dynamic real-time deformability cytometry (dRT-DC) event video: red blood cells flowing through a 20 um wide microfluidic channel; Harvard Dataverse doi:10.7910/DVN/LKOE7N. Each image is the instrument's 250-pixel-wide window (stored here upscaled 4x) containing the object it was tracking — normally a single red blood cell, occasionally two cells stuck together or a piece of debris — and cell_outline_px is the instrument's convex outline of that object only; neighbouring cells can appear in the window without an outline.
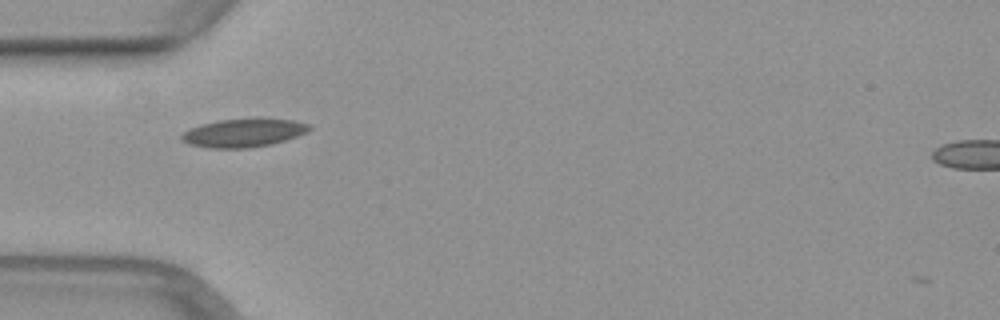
{"species": "common noctule bat (a hibernating species)", "species_latin": "Nyctalus noctula", "temperature_condition": "warm", "stored_images_in_passage": 22, "camera_frame_rate_fps": 3000, "um_per_image_px": 0.085, "animal": {"sex": "female", "body_mass_g": 29.2, "forearm_length_mm": 56.3}, "frame": {"image": 1, "passage_image": 1, "time_ms": 0.0, "image_size_px": [1000, 320], "cell_outline_px": [[312, 128], [308, 132], [272, 144], [248, 148], [212, 148], [188, 144], [180, 140], [180, 136], [188, 128], [200, 124], [216, 120], [260, 116], [296, 120], [312, 124]], "centroid_in_image_um": [20.74, 11.24], "position_along_channel_um": 64.3, "area_um2": 22.02}}
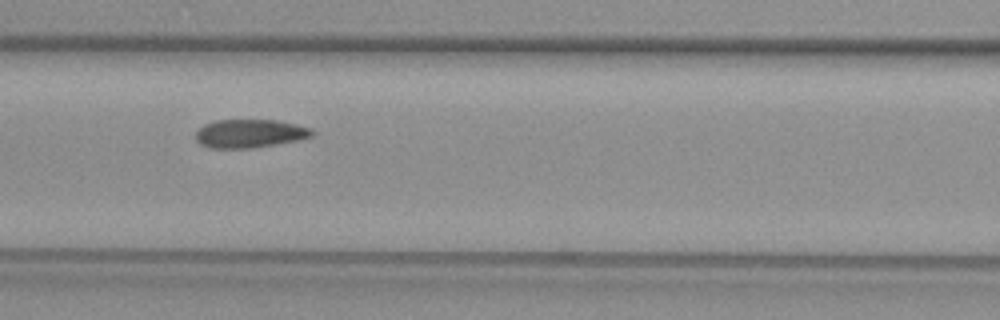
{"frame": {"image": 2, "passage_image": 7, "time_ms": 2.0, "image_size_px": [1000, 320], "cell_outline_px": [[316, 132], [312, 136], [296, 140], [252, 148], [208, 148], [200, 144], [196, 140], [196, 132], [204, 124], [216, 120], [276, 120], [296, 124], [312, 128]], "centroid_in_image_um": [21.22, 11.34], "position_along_channel_um": 145.4, "area_um2": 19.25}}
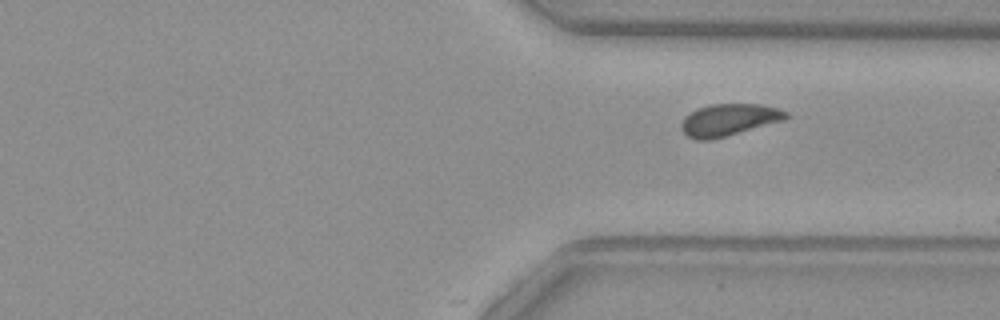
{"frame": {"image": 3, "passage_image": 22, "time_ms": 7.0, "image_size_px": [1000, 320], "cell_outline_px": [[788, 116], [784, 120], [712, 140], [692, 140], [680, 128], [680, 124], [684, 116], [696, 108], [708, 104], [760, 104], [780, 108], [788, 112]], "centroid_in_image_um": [61.92, 10.18], "position_along_channel_um": 349.5, "area_um2": 19.77}}